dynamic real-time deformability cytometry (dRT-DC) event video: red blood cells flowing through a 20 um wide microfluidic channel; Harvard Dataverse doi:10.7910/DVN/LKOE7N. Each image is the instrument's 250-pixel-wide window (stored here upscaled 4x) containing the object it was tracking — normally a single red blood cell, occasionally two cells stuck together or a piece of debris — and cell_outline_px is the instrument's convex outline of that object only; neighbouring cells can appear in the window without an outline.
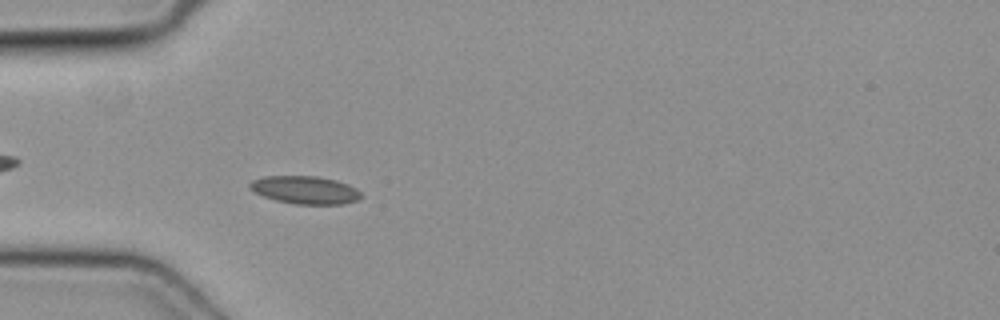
{"species": "common noctule bat (a hibernating species)", "species_latin": "Nyctalus noctula", "temperature_condition": "cold", "stored_images_in_passage": 29, "camera_frame_rate_fps": 3000, "um_per_image_px": 0.085, "animal": {"sex": "female", "body_mass_g": 19.3, "forearm_length_mm": 54.1}, "frame": {"image": 1, "passage_image": 4, "time_ms": 1.0, "image_size_px": [1000, 320], "cell_outline_px": [[364, 196], [360, 200], [344, 204], [292, 204], [276, 200], [264, 196], [248, 188], [248, 184], [252, 180], [264, 176], [316, 176], [336, 180], [348, 184], [356, 188]], "centroid_in_image_um": [25.96, 16.15], "position_along_channel_um": 59.0, "area_um2": 18.26}}
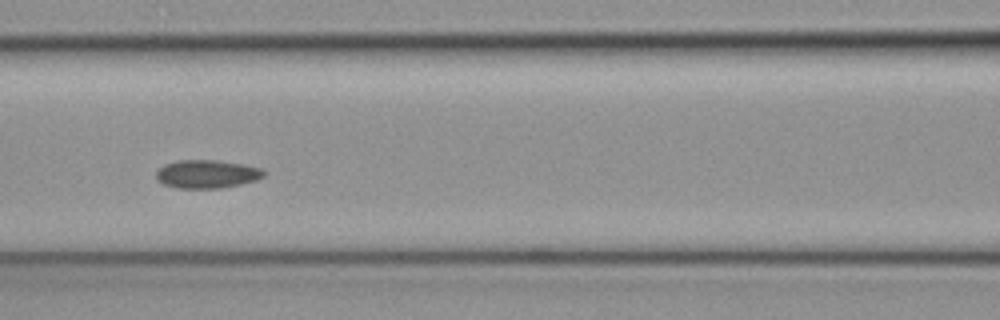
{"frame": {"image": 2, "passage_image": 11, "time_ms": 3.333, "image_size_px": [1000, 320], "cell_outline_px": [[264, 176], [256, 180], [224, 188], [176, 188], [164, 184], [156, 180], [156, 172], [164, 164], [176, 160], [216, 160], [244, 164], [264, 168]], "centroid_in_image_um": [17.59, 14.79], "position_along_channel_um": 149.0, "area_um2": 17.92}}
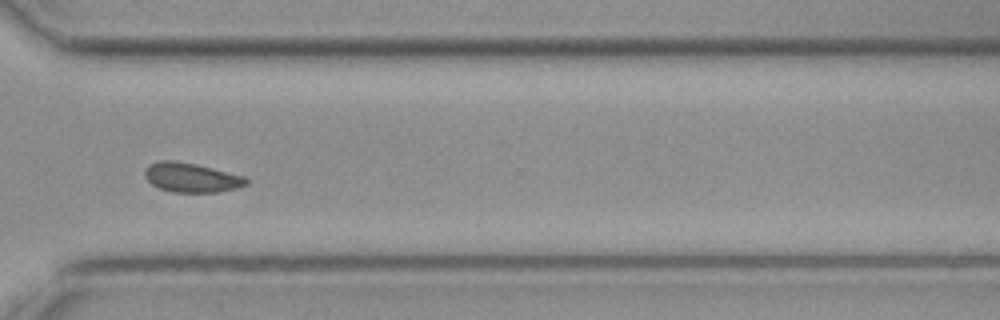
{"frame": {"image": 3, "passage_image": 26, "time_ms": 8.333, "image_size_px": [1000, 320], "cell_outline_px": [[248, 184], [236, 188], [216, 192], [172, 192], [160, 188], [152, 184], [144, 176], [144, 168], [148, 164], [156, 160], [176, 160], [196, 164], [248, 176]], "centroid_in_image_um": [16.27, 15.07], "position_along_channel_um": 354.3, "area_um2": 17.69}}